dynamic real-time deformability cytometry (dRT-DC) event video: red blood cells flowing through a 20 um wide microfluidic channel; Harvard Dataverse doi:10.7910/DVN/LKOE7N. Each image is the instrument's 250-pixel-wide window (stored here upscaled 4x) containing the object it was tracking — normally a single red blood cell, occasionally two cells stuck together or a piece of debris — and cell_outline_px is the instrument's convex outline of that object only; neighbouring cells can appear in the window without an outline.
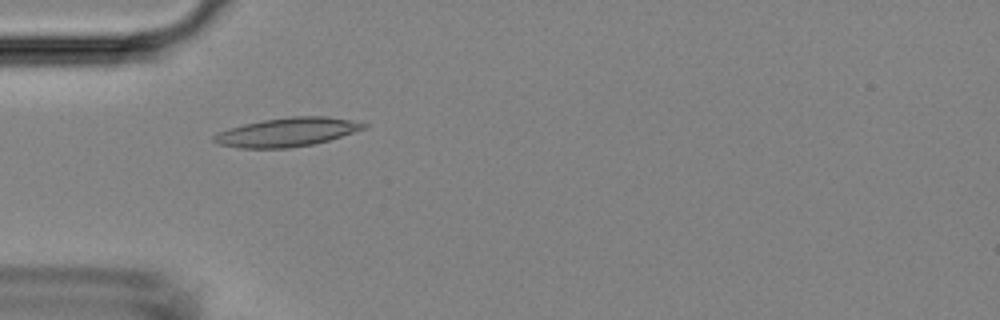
{"species": "Egyptian fruit bat (a non-hibernating species)", "species_latin": "Rousettus aegyptiacus", "temperature_condition": "room temperature", "stored_images_in_passage": 6, "camera_frame_rate_fps": 3000, "um_per_image_px": 0.085, "animal": {"sex": "female"}, "frame": {"image": 1, "passage_image": 4, "time_ms": 4.333, "image_size_px": [1000, 320], "cell_outline_px": [[368, 128], [328, 140], [312, 144], [288, 148], [240, 148], [220, 144], [212, 140], [212, 136], [228, 128], [244, 124], [264, 120], [288, 116], [328, 116], [368, 124]], "centroid_in_image_um": [24.41, 11.22], "position_along_channel_um": 60.6, "area_um2": 24.97}}
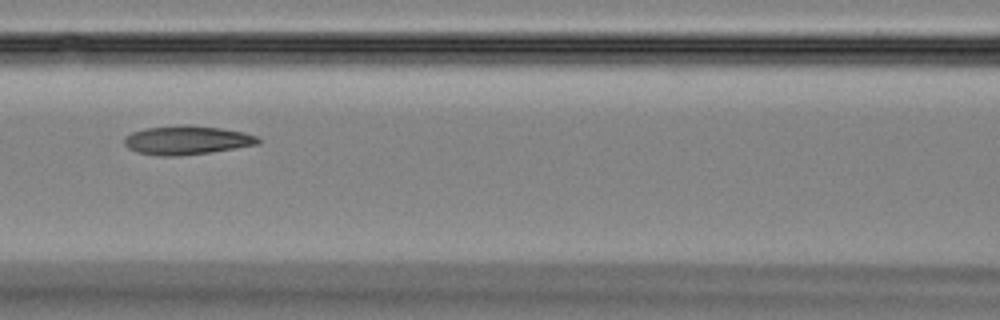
{"frame": {"image": 2, "passage_image": 6, "time_ms": 6.667, "image_size_px": [1000, 320], "cell_outline_px": [[260, 144], [208, 152], [176, 156], [160, 156], [136, 152], [128, 148], [124, 144], [124, 136], [132, 132], [144, 128], [184, 124], [192, 124], [220, 128], [244, 132], [256, 136], [260, 140]], "centroid_in_image_um": [15.84, 11.9], "position_along_channel_um": 150.8, "area_um2": 22.6}}